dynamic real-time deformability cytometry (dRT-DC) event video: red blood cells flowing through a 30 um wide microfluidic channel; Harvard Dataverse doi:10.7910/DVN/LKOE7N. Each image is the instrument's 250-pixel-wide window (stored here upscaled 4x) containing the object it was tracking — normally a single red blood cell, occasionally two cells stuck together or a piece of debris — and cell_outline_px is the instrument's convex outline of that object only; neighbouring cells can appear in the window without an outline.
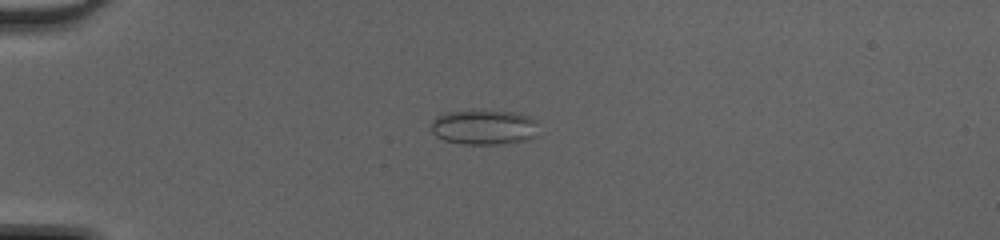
{"species": "common noctule bat (a hibernating species)", "species_latin": "Nyctalus noctula", "temperature_condition": "cold", "stored_images_in_passage": 44, "camera_frame_rate_fps": 3000, "um_per_image_px": 0.085, "animal": {"sex": "female", "body_mass_g": 20.0, "forearm_length_mm": 54.0}, "frame": {"image": 1, "passage_image": 9, "time_ms": 2.667, "image_size_px": [1000, 240], "cell_outline_px": [[540, 136], [524, 140], [496, 144], [460, 144], [444, 140], [436, 136], [432, 132], [432, 120], [436, 116], [444, 112], [472, 108], [480, 108], [516, 112], [528, 116], [536, 120]], "centroid_in_image_um": [41.14, 10.76], "position_along_channel_um": 43.9, "area_um2": 22.89}}
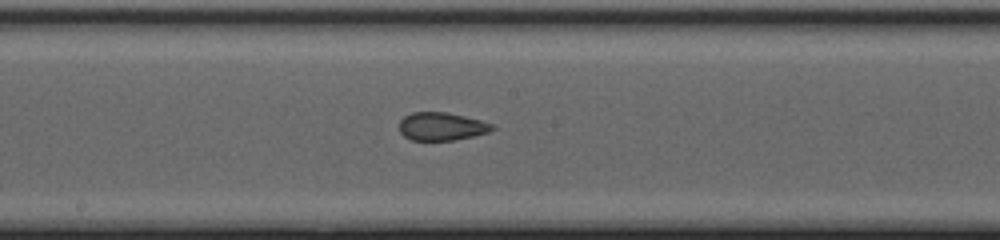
{"frame": {"image": 2, "passage_image": 23, "time_ms": 7.333, "image_size_px": [1000, 240], "cell_outline_px": [[496, 128], [488, 132], [456, 140], [412, 140], [404, 136], [400, 132], [400, 120], [404, 116], [412, 112], [448, 112], [480, 120], [492, 124]], "centroid_in_image_um": [37.53, 10.74], "position_along_channel_um": 210.7, "area_um2": 15.14}}
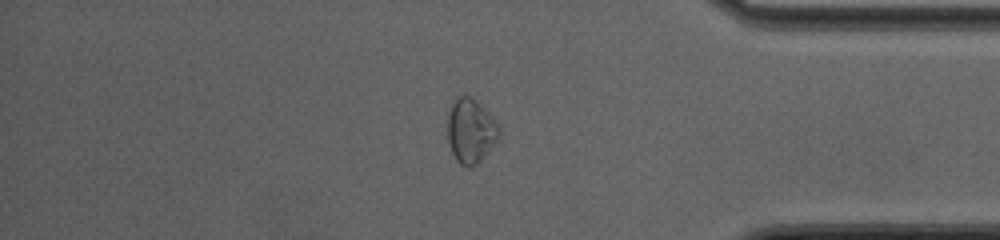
{"frame": {"image": 3, "passage_image": 37, "time_ms": 12.0, "image_size_px": [1000, 240], "cell_outline_px": [[500, 136], [480, 160], [476, 164], [468, 168], [460, 164], [456, 160], [452, 152], [448, 140], [448, 112], [456, 96], [464, 92], [476, 100], [500, 124]], "centroid_in_image_um": [40.01, 11.07], "position_along_channel_um": 395.2, "area_um2": 19.48}, "authors_computed_cell_mechanics": {"area_um2": 17.8024, "velocity_mm_per_s": 4.3441, "shape_relaxation_time_tau1_ms": null, "shape_relaxation_time_tau2_ms": 1.0215, "deformation_change_tau1": null, "deformation_change_tau2": 0.0724}}